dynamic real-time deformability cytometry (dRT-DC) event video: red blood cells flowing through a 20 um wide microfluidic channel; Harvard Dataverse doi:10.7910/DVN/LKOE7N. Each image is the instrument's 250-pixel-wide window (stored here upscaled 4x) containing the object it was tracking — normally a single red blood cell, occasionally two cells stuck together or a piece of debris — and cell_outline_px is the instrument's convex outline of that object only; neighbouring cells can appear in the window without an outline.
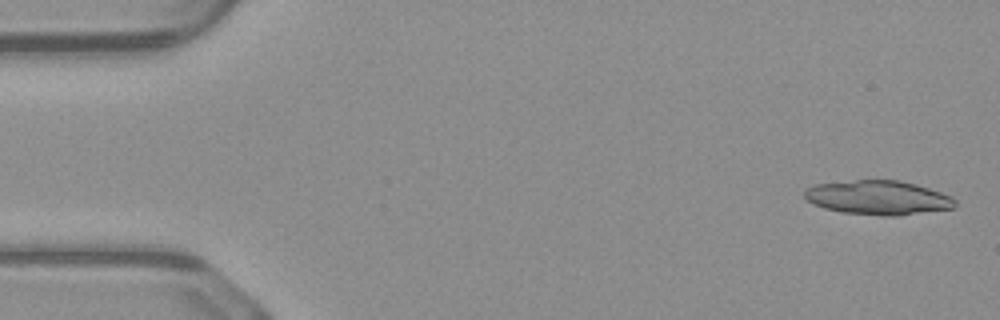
{"species": "common noctule bat (a hibernating species)", "species_latin": "Nyctalus noctula", "temperature_condition": "warm", "stored_images_in_passage": 23, "camera_frame_rate_fps": 3000, "um_per_image_px": 0.085, "animal": {"sex": "male", "body_mass_g": 23.1, "forearm_length_mm": 52.7}, "frame": {"image": 1, "passage_image": 2, "time_ms": 0.333, "image_size_px": [1000, 320], "cell_outline_px": [[956, 208], [900, 216], [884, 216], [844, 212], [824, 208], [812, 204], [804, 196], [804, 188], [812, 184], [856, 180], [900, 180], [916, 184], [952, 196], [956, 200]], "centroid_in_image_um": [74.65, 16.8], "position_along_channel_um": 10.4, "area_um2": 30.35}}